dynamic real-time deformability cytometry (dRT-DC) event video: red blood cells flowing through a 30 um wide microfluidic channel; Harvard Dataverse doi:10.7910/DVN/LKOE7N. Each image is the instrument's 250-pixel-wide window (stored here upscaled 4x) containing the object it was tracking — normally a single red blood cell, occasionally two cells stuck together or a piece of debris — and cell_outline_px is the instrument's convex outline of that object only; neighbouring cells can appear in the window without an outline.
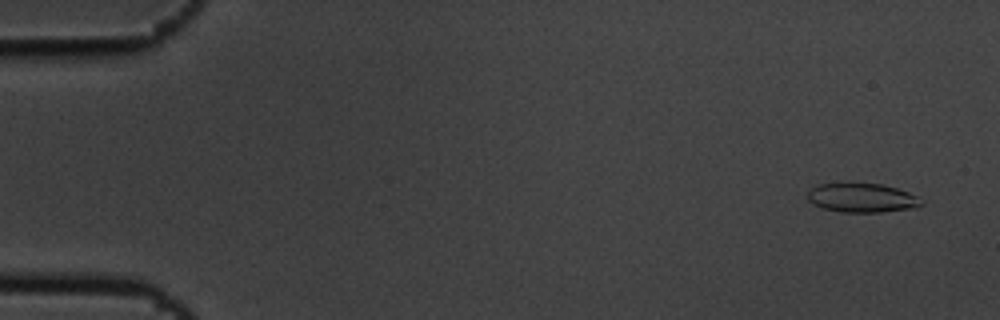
{"species": "common noctule bat (a hibernating species)", "species_latin": "Nyctalus noctula", "temperature_condition": "cold", "stored_images_in_passage": 5, "camera_frame_rate_fps": 3000, "um_per_image_px": 0.085, "animal": {"sex": "male", "body_mass_g": 19.5, "forearm_length_mm": 54.6}, "frame": {"image": 1, "passage_image": 1, "time_ms": 0.0, "image_size_px": [1000, 320], "cell_outline_px": [[924, 204], [916, 208], [880, 212], [840, 212], [820, 208], [808, 200], [808, 192], [816, 184], [884, 184], [908, 192], [916, 196]], "centroid_in_image_um": [73.26, 16.83], "position_along_channel_um": 11.7, "area_um2": 19.19}}